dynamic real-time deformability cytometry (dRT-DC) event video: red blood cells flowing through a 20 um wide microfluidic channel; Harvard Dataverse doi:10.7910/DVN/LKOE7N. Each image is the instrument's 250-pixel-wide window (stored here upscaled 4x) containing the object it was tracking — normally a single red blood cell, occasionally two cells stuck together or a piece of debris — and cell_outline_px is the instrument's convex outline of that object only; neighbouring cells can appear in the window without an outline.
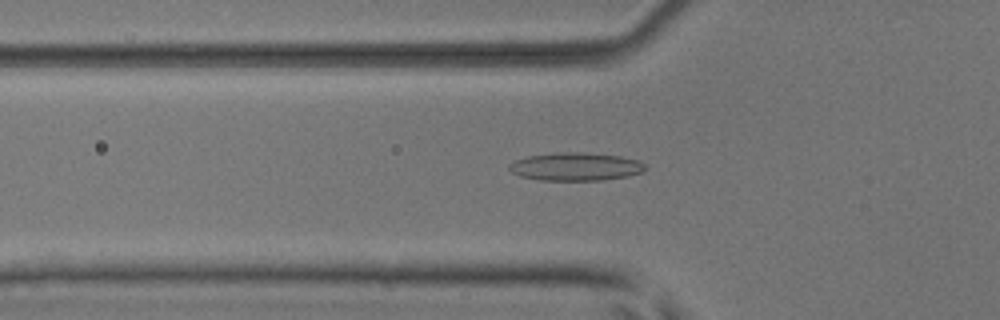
{"species": "common noctule bat (a hibernating species)", "species_latin": "Nyctalus noctula", "temperature_condition": "room temperature", "stored_images_in_passage": 52, "camera_frame_rate_fps": 3000, "um_per_image_px": 0.085, "animal": {"sex": "male", "body_mass_g": 17.9, "forearm_length_mm": 54.2}, "frame": {"image": 1, "passage_image": 18, "time_ms": 5.667, "image_size_px": [1000, 320], "cell_outline_px": [[644, 168], [640, 172], [628, 176], [600, 180], [540, 180], [520, 176], [512, 172], [508, 168], [508, 164], [516, 160], [528, 156], [556, 152], [580, 152], [620, 156], [640, 160], [644, 164]], "centroid_in_image_um": [48.9, 14.16], "position_along_channel_um": 76.9, "area_um2": 22.14}}
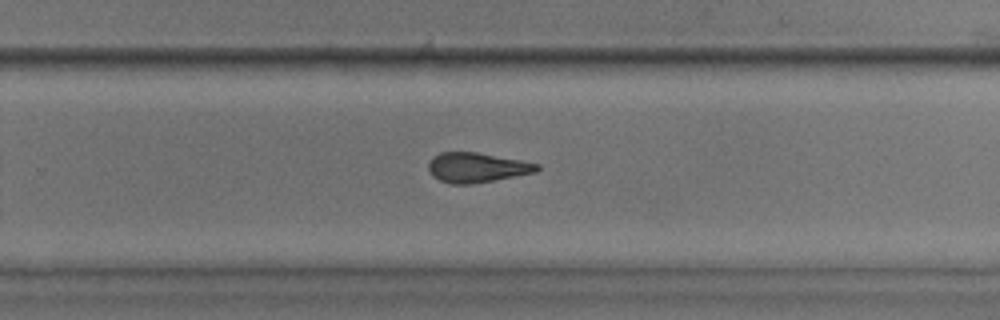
{"frame": {"image": 2, "passage_image": 34, "time_ms": 11.0, "image_size_px": [1000, 320], "cell_outline_px": [[540, 168], [536, 172], [472, 184], [452, 184], [440, 180], [432, 176], [428, 172], [428, 164], [432, 156], [440, 152], [476, 152], [520, 160], [540, 164]], "centroid_in_image_um": [40.49, 14.24], "position_along_channel_um": 289.3, "area_um2": 18.84}}
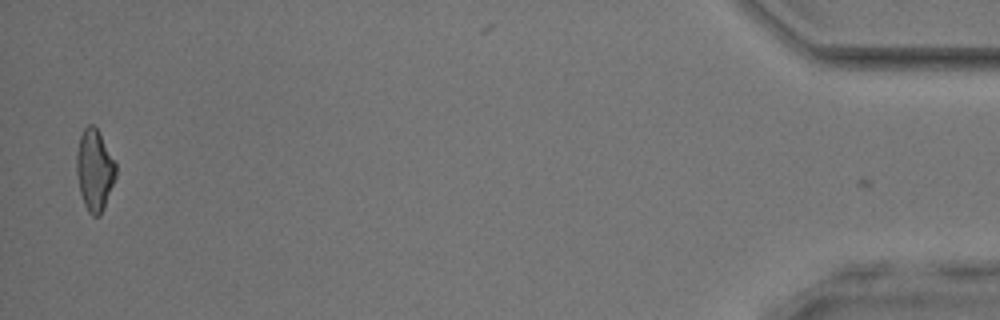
{"frame": {"image": 3, "passage_image": 51, "time_ms": 16.667, "image_size_px": [1000, 320], "cell_outline_px": [[116, 176], [104, 208], [100, 216], [92, 216], [88, 212], [84, 204], [80, 192], [76, 172], [76, 152], [80, 136], [84, 128], [88, 124], [92, 124], [96, 128], [116, 160]], "centroid_in_image_um": [8.04, 14.46], "position_along_channel_um": 427.2, "area_um2": 18.79}, "authors_computed_cell_mechanics": {"area_um2": 19.5653, "velocity_mm_per_s": 3.9861, "shape_relaxation_time_tau1_ms": 5.285, "shape_relaxation_time_tau2_ms": 2.0954, "deformation_change_tau1": 0.1643, "deformation_change_tau2": 0.122}}